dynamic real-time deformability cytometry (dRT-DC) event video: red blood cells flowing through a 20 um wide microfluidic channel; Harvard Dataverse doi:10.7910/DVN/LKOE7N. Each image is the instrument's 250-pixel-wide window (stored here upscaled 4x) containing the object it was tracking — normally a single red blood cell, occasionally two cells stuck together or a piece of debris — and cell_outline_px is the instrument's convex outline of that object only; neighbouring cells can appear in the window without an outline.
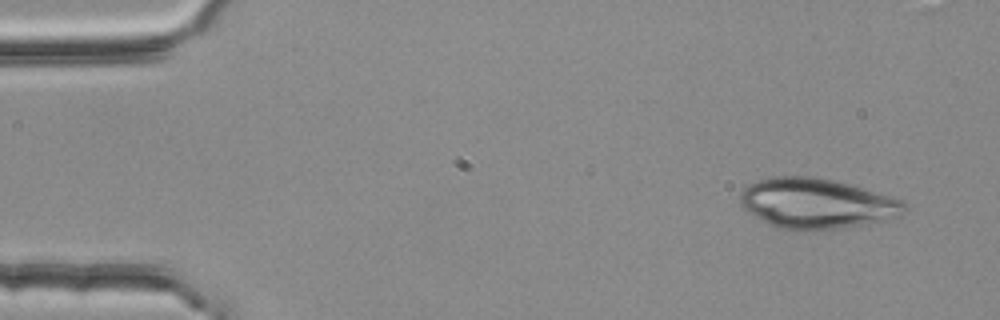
{"species": "common noctule bat (a hibernating species)", "species_latin": "Nyctalus noctula", "temperature_condition": "room temperature", "stored_images_in_passage": 4, "camera_frame_rate_fps": 3000, "um_per_image_px": 0.085, "animal": {"sex": "female", "body_mass_g": 25.1}, "frame": {"image": 1, "passage_image": 1, "time_ms": 0.0, "image_size_px": [1000, 320], "cell_outline_px": [[908, 208], [900, 216], [884, 220], [840, 228], [812, 232], [804, 232], [776, 228], [768, 224], [748, 212], [740, 204], [740, 192], [748, 184], [772, 176], [812, 176], [832, 180], [848, 184], [904, 200]], "centroid_in_image_um": [69.39, 17.31], "position_along_channel_um": 15.6, "area_um2": 48.44}}